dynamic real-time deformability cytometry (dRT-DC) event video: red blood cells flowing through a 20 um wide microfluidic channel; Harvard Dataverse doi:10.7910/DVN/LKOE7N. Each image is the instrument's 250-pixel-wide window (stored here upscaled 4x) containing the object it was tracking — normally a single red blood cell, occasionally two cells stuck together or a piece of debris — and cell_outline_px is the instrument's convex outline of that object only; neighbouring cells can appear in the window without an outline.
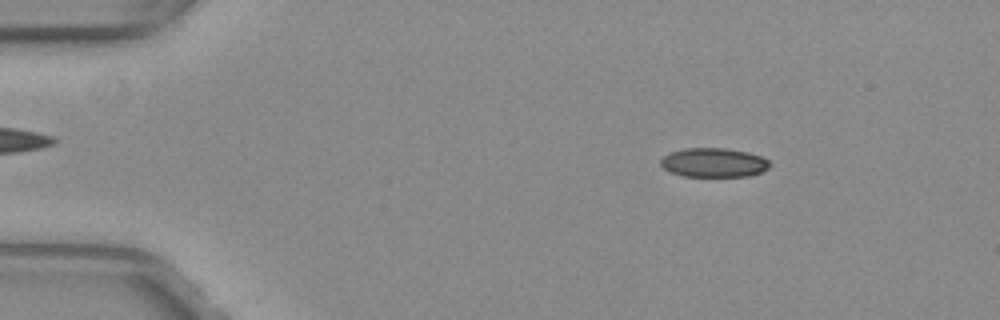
{"species": "common noctule bat (a hibernating species)", "species_latin": "Nyctalus noctula", "temperature_condition": "warm", "stored_images_in_passage": 52, "camera_frame_rate_fps": 3000, "um_per_image_px": 0.085, "animal": {"sex": "female", "body_mass_g": 29.2, "forearm_length_mm": 56.3}, "frame": {"image": 1, "passage_image": 8, "time_ms": 2.333, "image_size_px": [1000, 320], "cell_outline_px": [[772, 164], [768, 168], [760, 172], [748, 176], [684, 176], [672, 172], [664, 168], [660, 164], [660, 160], [664, 156], [672, 152], [684, 148], [724, 148], [748, 152], [764, 156]], "centroid_in_image_um": [60.71, 13.81], "position_along_channel_um": 24.3, "area_um2": 18.5}}
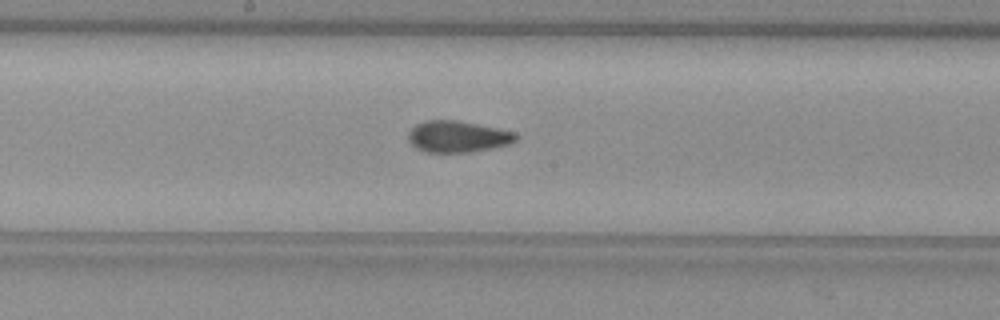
{"frame": {"image": 2, "passage_image": 28, "time_ms": 9.0, "image_size_px": [1000, 320], "cell_outline_px": [[520, 136], [516, 140], [508, 144], [492, 148], [472, 152], [428, 152], [416, 148], [408, 140], [408, 132], [416, 124], [424, 120], [460, 120], [516, 132]], "centroid_in_image_um": [38.92, 11.6], "position_along_channel_um": 209.3, "area_um2": 19.88}}
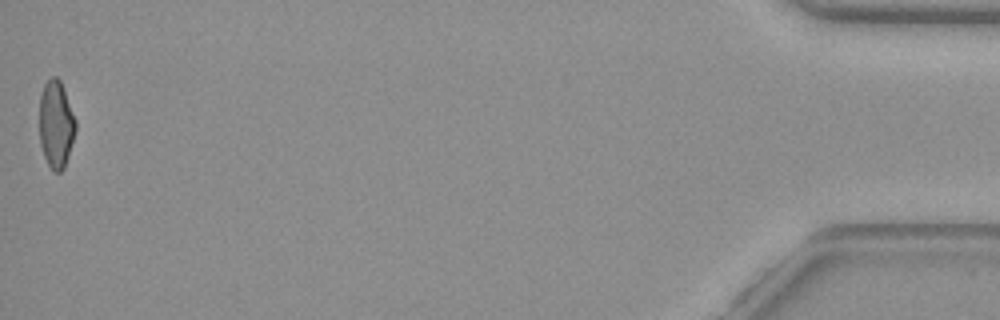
{"frame": {"image": 3, "passage_image": 52, "time_ms": 17.0, "image_size_px": [1000, 320], "cell_outline_px": [[76, 128], [68, 156], [64, 168], [60, 172], [52, 172], [44, 156], [40, 144], [40, 96], [44, 84], [52, 76], [56, 76], [60, 80], [76, 120]], "centroid_in_image_um": [4.76, 10.58], "position_along_channel_um": 430.4, "area_um2": 18.32}, "authors_computed_cell_mechanics": {"area_um2": 19.5364, "velocity_mm_per_s": 4.0046, "shape_relaxation_time_tau1_ms": null, "shape_relaxation_time_tau2_ms": 1.7542, "deformation_change_tau1": null, "deformation_change_tau2": 0.084}}